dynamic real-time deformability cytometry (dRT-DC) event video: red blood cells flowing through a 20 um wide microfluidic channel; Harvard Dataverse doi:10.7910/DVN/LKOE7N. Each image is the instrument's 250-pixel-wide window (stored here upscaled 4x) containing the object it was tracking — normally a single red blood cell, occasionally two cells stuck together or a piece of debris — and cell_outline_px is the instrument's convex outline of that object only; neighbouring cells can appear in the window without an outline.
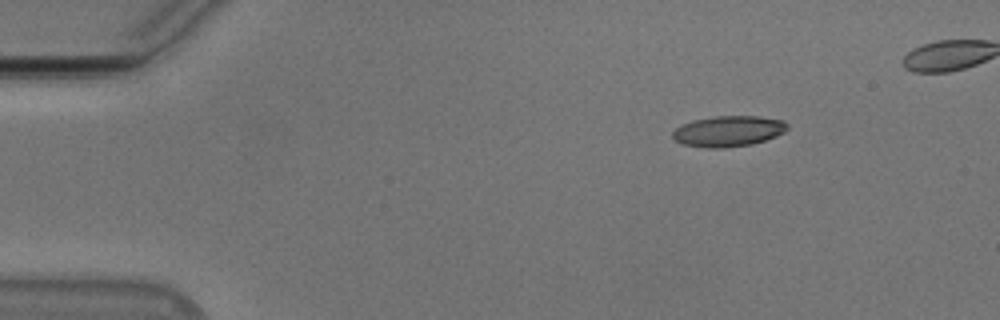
{"species": "Egyptian fruit bat (a non-hibernating species)", "species_latin": "Rousettus aegyptiacus", "temperature_condition": "cold", "stored_images_in_passage": 44, "camera_frame_rate_fps": 3000, "um_per_image_px": 0.085, "animal": {"sex": "male"}, "frame": {"image": 1, "passage_image": 1, "time_ms": 0.0, "image_size_px": [1000, 320], "cell_outline_px": [[788, 128], [784, 132], [776, 136], [752, 144], [724, 148], [708, 148], [684, 144], [676, 140], [672, 136], [672, 132], [680, 124], [692, 120], [712, 116], [760, 116], [784, 120], [788, 124]], "centroid_in_image_um": [61.91, 11.14], "position_along_channel_um": 23.1, "area_um2": 20.69}}
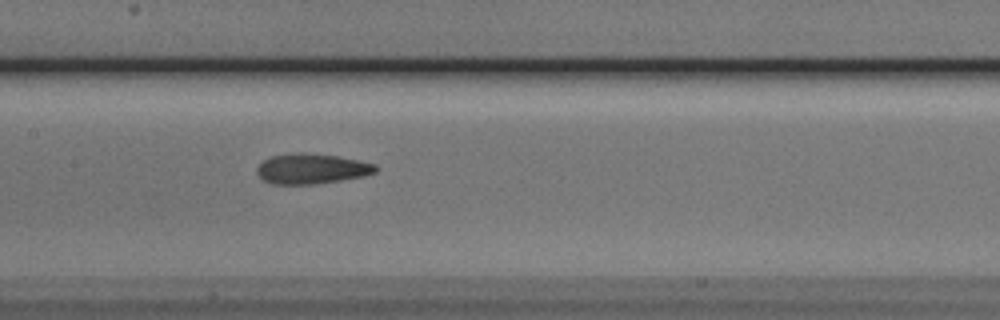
{"frame": {"image": 2, "passage_image": 20, "time_ms": 6.333, "image_size_px": [1000, 320], "cell_outline_px": [[376, 172], [364, 176], [316, 184], [272, 184], [264, 180], [256, 172], [256, 168], [264, 160], [272, 156], [296, 152], [304, 152], [336, 156], [360, 160], [376, 164]], "centroid_in_image_um": [26.49, 14.34], "position_along_channel_um": 180.9, "area_um2": 20.87}}
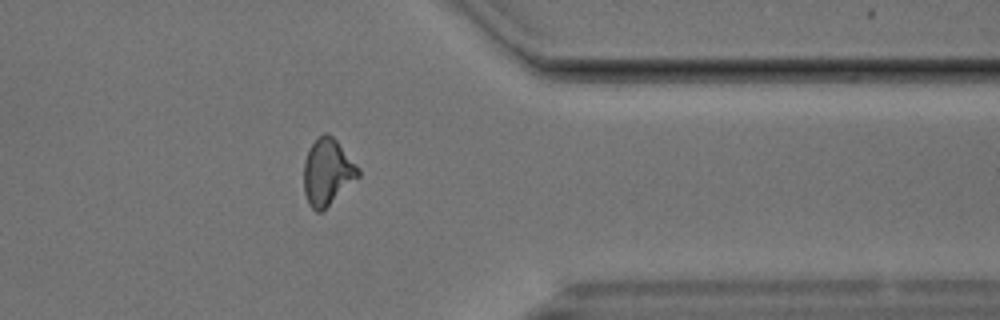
{"frame": {"image": 3, "passage_image": 37, "time_ms": 12.0, "image_size_px": [1000, 320], "cell_outline_px": [[360, 176], [320, 212], [316, 212], [308, 204], [304, 192], [304, 160], [312, 144], [324, 132], [328, 132], [336, 140], [360, 168]], "centroid_in_image_um": [27.83, 14.62], "position_along_channel_um": 383.6, "area_um2": 20.81}, "authors_computed_cell_mechanics": {"area_um2": 20.7791, "velocity_mm_per_s": 3.7725, "shape_relaxation_time_tau1_ms": 7.1769, "shape_relaxation_time_tau2_ms": 2.8893, "deformation_change_tau1": 0.1662, "deformation_change_tau2": 0.1039}}